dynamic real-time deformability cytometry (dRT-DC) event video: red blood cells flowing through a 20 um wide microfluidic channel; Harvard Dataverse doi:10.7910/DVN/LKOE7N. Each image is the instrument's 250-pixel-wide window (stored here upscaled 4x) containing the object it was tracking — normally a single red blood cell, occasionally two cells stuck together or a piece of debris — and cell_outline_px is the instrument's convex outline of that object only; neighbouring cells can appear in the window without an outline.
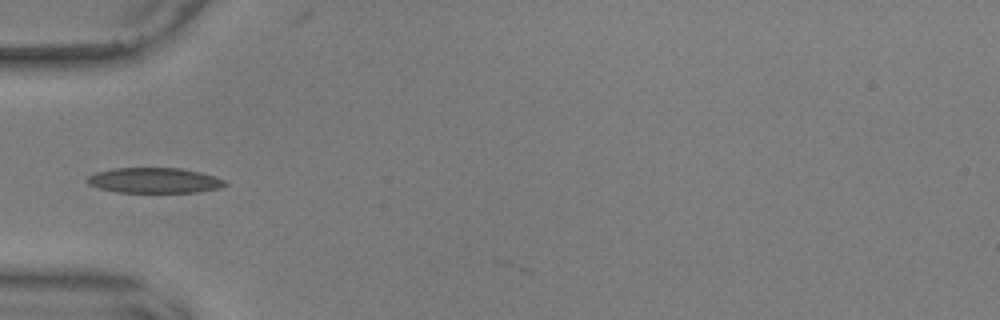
{"species": "common noctule bat (a hibernating species)", "species_latin": "Nyctalus noctula", "temperature_condition": "warm", "stored_images_in_passage": 3, "camera_frame_rate_fps": 3000, "um_per_image_px": 0.085, "animal": {"sex": "male", "body_mass_g": 17.9, "forearm_length_mm": 54.2}, "frame": {"image": 1, "passage_image": 1, "time_ms": 0.0, "image_size_px": [1000, 320], "cell_outline_px": [[228, 184], [220, 188], [196, 192], [116, 192], [100, 188], [88, 184], [84, 180], [88, 176], [96, 172], [112, 168], [180, 168], [200, 172], [224, 180]], "centroid_in_image_um": [13.08, 15.33], "position_along_channel_um": 71.9, "area_um2": 20.29}}